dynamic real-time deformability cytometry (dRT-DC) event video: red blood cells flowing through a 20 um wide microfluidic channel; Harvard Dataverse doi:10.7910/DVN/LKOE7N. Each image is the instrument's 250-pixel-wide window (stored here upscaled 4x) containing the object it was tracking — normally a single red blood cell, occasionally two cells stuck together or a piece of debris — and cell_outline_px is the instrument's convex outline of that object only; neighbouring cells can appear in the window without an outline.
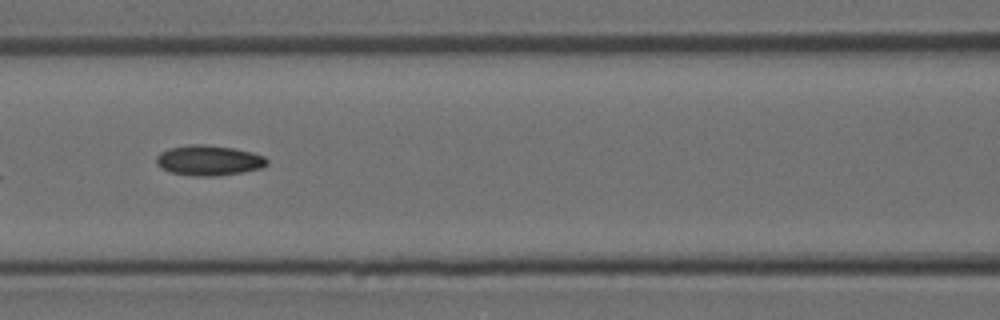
{"species": "Egyptian fruit bat (a non-hibernating species)", "species_latin": "Rousettus aegyptiacus", "temperature_condition": "room temperature", "stored_images_in_passage": 8, "camera_frame_rate_fps": 3000, "um_per_image_px": 0.085, "animal": {"sex": "female"}, "frame": {"image": 1, "passage_image": 6, "time_ms": 1.667, "image_size_px": [1000, 320], "cell_outline_px": [[268, 164], [260, 168], [244, 172], [216, 176], [192, 176], [168, 172], [160, 168], [156, 164], [156, 156], [160, 152], [168, 148], [192, 144], [200, 144], [232, 148], [252, 152], [264, 156], [268, 160]], "centroid_in_image_um": [17.71, 13.64], "position_along_channel_um": 148.9, "area_um2": 19.65}}
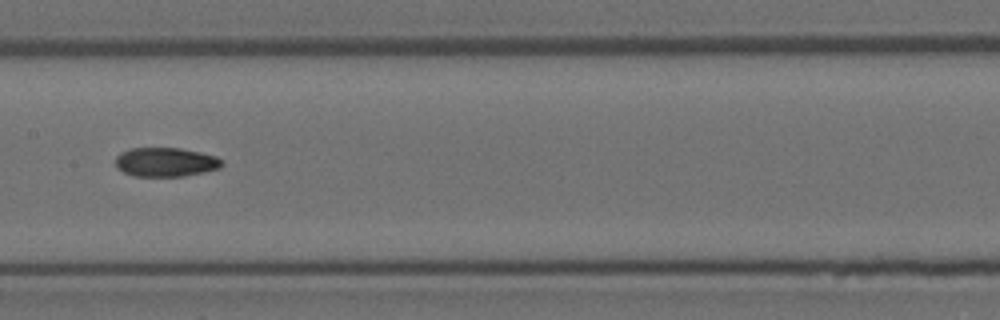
{"frame": {"image": 2, "passage_image": 7, "time_ms": 2.0, "image_size_px": [1000, 320], "cell_outline_px": [[224, 164], [220, 168], [204, 172], [184, 176], [136, 176], [124, 172], [116, 164], [116, 156], [120, 152], [132, 148], [180, 148], [200, 152], [216, 156], [224, 160]], "centroid_in_image_um": [14.13, 13.77], "position_along_channel_um": 193.3, "area_um2": 18.03}}
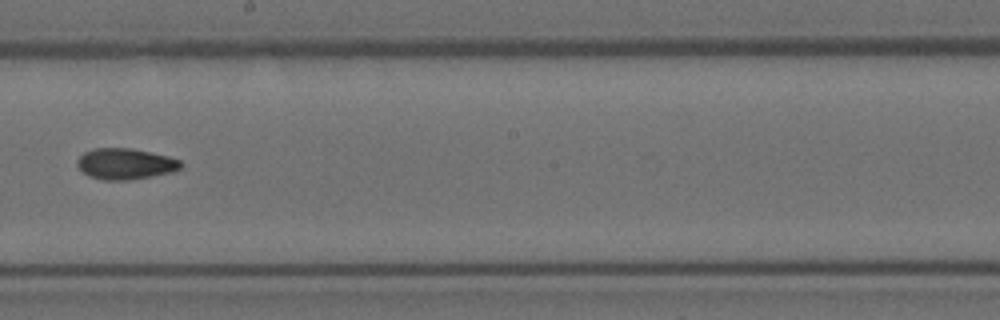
{"frame": {"image": 3, "passage_image": 8, "time_ms": 2.333, "image_size_px": [1000, 320], "cell_outline_px": [[184, 164], [180, 168], [172, 172], [152, 176], [128, 180], [104, 180], [88, 176], [76, 164], [76, 160], [84, 152], [96, 148], [132, 148], [168, 156], [180, 160]], "centroid_in_image_um": [10.66, 13.92], "position_along_channel_um": 237.5, "area_um2": 18.73}}